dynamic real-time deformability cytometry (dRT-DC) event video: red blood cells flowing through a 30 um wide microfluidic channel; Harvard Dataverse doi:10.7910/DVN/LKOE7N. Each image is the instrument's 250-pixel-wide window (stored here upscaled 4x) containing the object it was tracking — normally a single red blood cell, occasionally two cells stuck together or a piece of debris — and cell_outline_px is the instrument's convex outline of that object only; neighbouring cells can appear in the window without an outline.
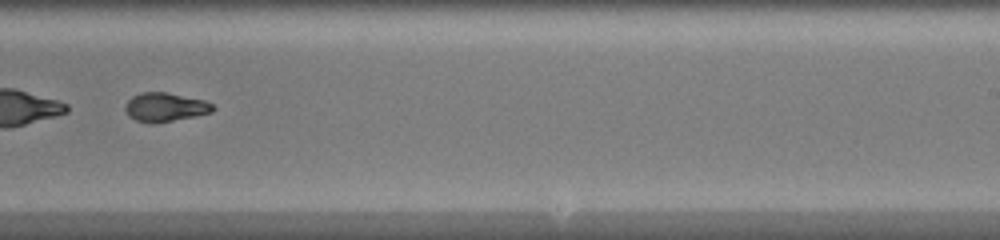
{"species": "common noctule bat (a hibernating species)", "species_latin": "Nyctalus noctula", "temperature_condition": "warm", "stored_images_in_passage": 30, "camera_frame_rate_fps": 3000, "um_per_image_px": 0.085, "animal": {"sex": "female", "body_mass_g": 20.0, "forearm_length_mm": 54.0}, "frame": {"image": 1, "passage_image": 18, "time_ms": 5.667, "image_size_px": [1000, 240], "cell_outline_px": [[216, 108], [212, 112], [196, 116], [152, 124], [136, 120], [128, 116], [124, 108], [124, 104], [132, 96], [140, 92], [168, 92], [204, 100], [212, 104]], "centroid_in_image_um": [14.02, 9.1], "position_along_channel_um": 275.0, "area_um2": 14.91}}